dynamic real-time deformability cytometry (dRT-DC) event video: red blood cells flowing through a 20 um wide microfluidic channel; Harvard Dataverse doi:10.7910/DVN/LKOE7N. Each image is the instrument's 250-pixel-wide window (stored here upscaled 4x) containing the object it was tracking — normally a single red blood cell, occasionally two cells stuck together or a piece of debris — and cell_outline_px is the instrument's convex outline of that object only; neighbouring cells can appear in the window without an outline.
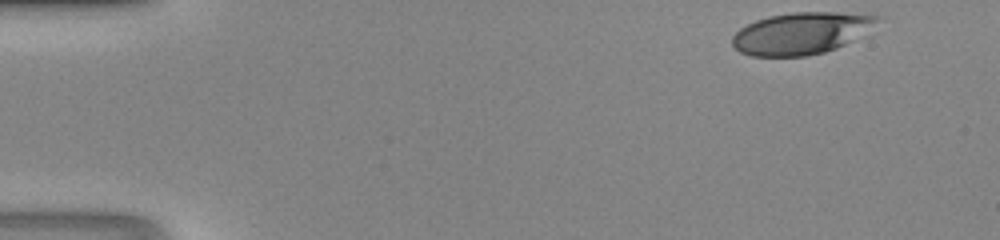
{"species": "human", "species_latin": "Homo sapiens", "temperature_condition": "room temperature", "stored_images_in_passage": 37, "camera_frame_rate_fps": 3000, "um_per_image_px": 0.085, "donor": {"sex": "male"}, "frame": {"image": 1, "passage_image": 1, "time_ms": 0.0, "image_size_px": [1000, 240], "cell_outline_px": [[884, 16], [868, 36], [836, 48], [824, 52], [808, 56], [752, 56], [740, 52], [732, 44], [732, 36], [740, 28], [756, 20], [768, 16], [792, 12], [836, 12]], "centroid_in_image_um": [68.22, 2.82], "position_along_channel_um": 16.8, "area_um2": 36.13}}
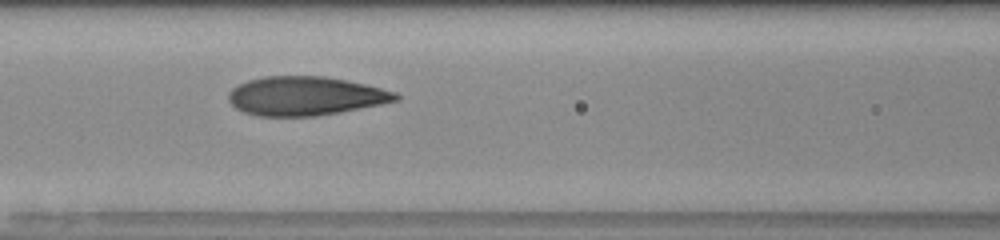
{"frame": {"image": 2, "passage_image": 18, "time_ms": 5.667, "image_size_px": [1000, 240], "cell_outline_px": [[400, 100], [340, 112], [316, 116], [260, 116], [244, 112], [236, 108], [228, 100], [228, 92], [232, 88], [248, 80], [264, 76], [324, 76], [364, 84], [396, 92], [400, 96]], "centroid_in_image_um": [25.94, 8.16], "position_along_channel_um": 140.7, "area_um2": 37.74}}
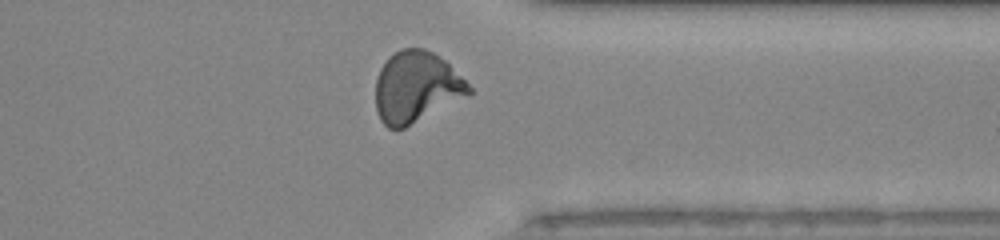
{"frame": {"image": 3, "passage_image": 34, "time_ms": 11.0, "image_size_px": [1000, 240], "cell_outline_px": [[472, 92], [404, 128], [388, 128], [380, 120], [376, 112], [376, 80], [380, 68], [388, 56], [400, 48], [424, 48], [440, 56], [472, 88]], "centroid_in_image_um": [35.32, 7.38], "position_along_channel_um": 376.1, "area_um2": 38.15}}